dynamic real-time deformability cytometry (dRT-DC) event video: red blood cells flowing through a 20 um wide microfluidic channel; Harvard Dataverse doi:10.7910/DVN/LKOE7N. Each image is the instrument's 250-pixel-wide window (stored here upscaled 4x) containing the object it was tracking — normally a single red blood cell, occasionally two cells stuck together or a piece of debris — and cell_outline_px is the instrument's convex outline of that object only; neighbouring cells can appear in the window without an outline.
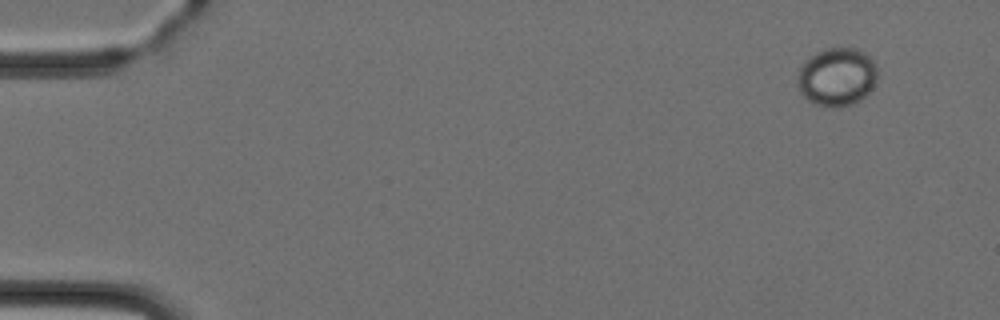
{"species": "Egyptian fruit bat (a non-hibernating species)", "species_latin": "Rousettus aegyptiacus", "temperature_condition": "cold", "stored_images_in_passage": 5, "camera_frame_rate_fps": 3000, "um_per_image_px": 0.085, "animal": {"sex": "female"}, "frame": {"image": 1, "passage_image": 2, "time_ms": 1.333, "image_size_px": [1000, 320], "cell_outline_px": [[876, 80], [872, 88], [860, 100], [852, 104], [832, 108], [816, 104], [808, 100], [800, 92], [800, 64], [804, 60], [816, 52], [824, 48], [856, 48], [864, 52], [876, 64]], "centroid_in_image_um": [71.15, 6.52], "position_along_channel_um": 13.9, "area_um2": 26.93}}